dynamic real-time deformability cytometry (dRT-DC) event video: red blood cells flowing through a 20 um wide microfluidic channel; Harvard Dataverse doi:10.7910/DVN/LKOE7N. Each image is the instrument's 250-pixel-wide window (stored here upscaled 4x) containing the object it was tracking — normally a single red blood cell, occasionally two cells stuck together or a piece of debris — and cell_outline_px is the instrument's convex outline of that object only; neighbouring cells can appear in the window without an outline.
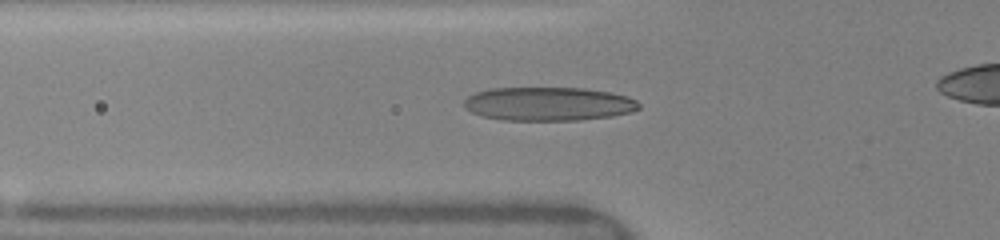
{"species": "human", "species_latin": "Homo sapiens", "temperature_condition": "warm", "stored_images_in_passage": 29, "camera_frame_rate_fps": 3000, "um_per_image_px": 0.085, "donor": {"sex": "female"}, "frame": {"image": 1, "passage_image": 24, "time_ms": 5.0, "image_size_px": [1000, 240], "cell_outline_px": [[640, 108], [632, 112], [612, 116], [580, 120], [504, 120], [484, 116], [472, 112], [464, 108], [464, 100], [468, 96], [476, 92], [492, 88], [584, 88], [608, 92], [628, 96], [636, 100], [640, 104]], "centroid_in_image_um": [46.64, 8.83], "position_along_channel_um": 79.2, "area_um2": 34.33}}